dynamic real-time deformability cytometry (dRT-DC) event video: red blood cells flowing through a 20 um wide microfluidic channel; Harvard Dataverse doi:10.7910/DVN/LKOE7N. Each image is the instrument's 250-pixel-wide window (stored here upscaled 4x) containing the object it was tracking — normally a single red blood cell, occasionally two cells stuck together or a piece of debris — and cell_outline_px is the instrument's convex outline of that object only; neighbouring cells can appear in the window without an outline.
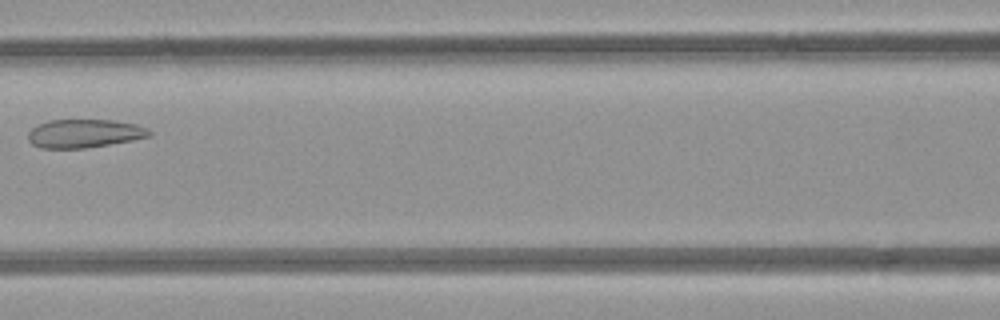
{"species": "common noctule bat (a hibernating species)", "species_latin": "Nyctalus noctula", "temperature_condition": "room temperature", "stored_images_in_passage": 6, "camera_frame_rate_fps": 3000, "um_per_image_px": 0.085, "animal": {"sex": "female", "body_mass_g": 21.9}, "frame": {"image": 1, "passage_image": 5, "time_ms": 4.667, "image_size_px": [1000, 320], "cell_outline_px": [[152, 136], [132, 140], [84, 148], [40, 148], [32, 144], [28, 140], [28, 132], [36, 124], [48, 120], [116, 120], [136, 124], [148, 128], [152, 132]], "centroid_in_image_um": [7.16, 11.33], "position_along_channel_um": 159.4, "area_um2": 20.23}}
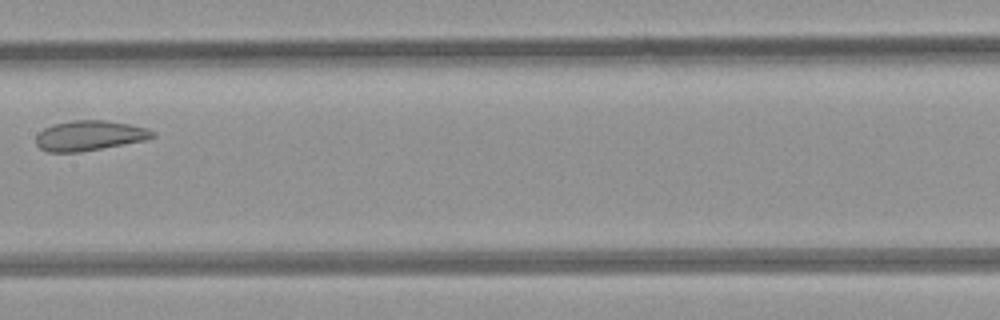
{"frame": {"image": 2, "passage_image": 6, "time_ms": 5.667, "image_size_px": [1000, 320], "cell_outline_px": [[156, 136], [148, 140], [80, 152], [48, 152], [40, 148], [36, 144], [36, 136], [44, 128], [52, 124], [72, 120], [104, 120], [128, 124], [148, 128], [156, 132]], "centroid_in_image_um": [7.63, 11.52], "position_along_channel_um": 199.8, "area_um2": 20.58}}